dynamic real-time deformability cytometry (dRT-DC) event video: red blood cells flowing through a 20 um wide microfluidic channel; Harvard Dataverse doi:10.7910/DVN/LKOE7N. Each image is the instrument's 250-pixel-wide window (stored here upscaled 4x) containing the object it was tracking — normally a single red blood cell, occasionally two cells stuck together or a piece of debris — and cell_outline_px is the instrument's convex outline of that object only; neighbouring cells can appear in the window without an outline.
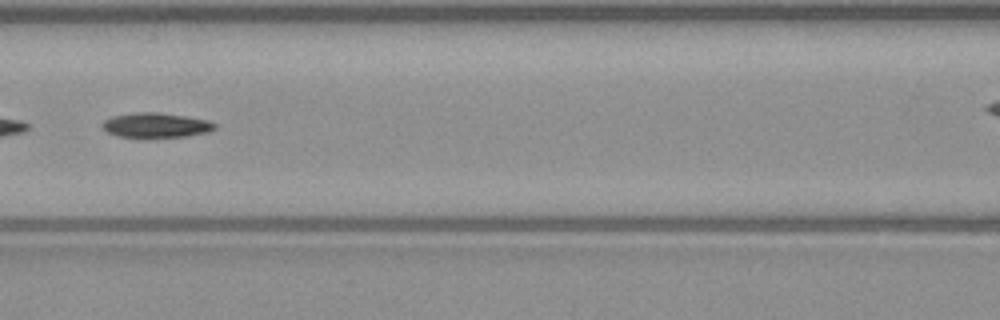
{"species": "common noctule bat (a hibernating species)", "species_latin": "Nyctalus noctula", "temperature_condition": "warm", "stored_images_in_passage": 52, "camera_frame_rate_fps": 3000, "um_per_image_px": 0.085, "animal": {"sex": "male", "body_mass_g": 23.1, "forearm_length_mm": 52.7}, "frame": {"image": 1, "passage_image": 23, "time_ms": 7.333, "image_size_px": [1000, 320], "cell_outline_px": [[216, 128], [208, 132], [188, 136], [148, 140], [140, 140], [116, 136], [108, 132], [100, 124], [104, 120], [112, 116], [140, 112], [156, 112], [184, 116], [208, 120], [216, 124]], "centroid_in_image_um": [13.22, 10.7], "position_along_channel_um": 153.4, "area_um2": 16.99}}